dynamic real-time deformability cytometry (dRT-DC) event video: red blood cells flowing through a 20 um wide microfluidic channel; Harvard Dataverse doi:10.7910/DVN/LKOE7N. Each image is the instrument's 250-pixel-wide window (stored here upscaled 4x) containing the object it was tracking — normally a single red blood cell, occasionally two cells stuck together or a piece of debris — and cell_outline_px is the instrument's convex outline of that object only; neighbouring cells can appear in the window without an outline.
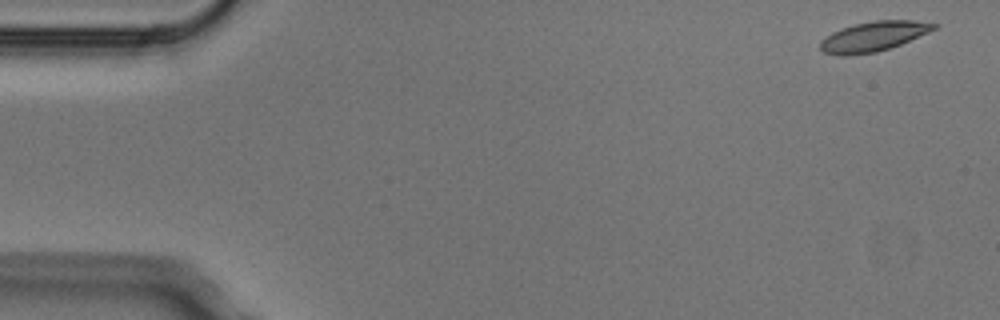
{"species": "Egyptian fruit bat (a non-hibernating species)", "species_latin": "Rousettus aegyptiacus", "temperature_condition": "cold", "stored_images_in_passage": 5, "camera_frame_rate_fps": 3000, "um_per_image_px": 0.085, "animal": {"sex": "male"}, "frame": {"image": 1, "passage_image": 1, "time_ms": 0.0, "image_size_px": [1000, 320], "cell_outline_px": [[940, 24], [936, 28], [928, 32], [900, 44], [876, 52], [848, 56], [840, 56], [824, 52], [820, 48], [820, 40], [832, 32], [852, 24], [872, 20], [912, 20]], "centroid_in_image_um": [74.21, 3.09], "position_along_channel_um": 10.8, "area_um2": 19.77}}
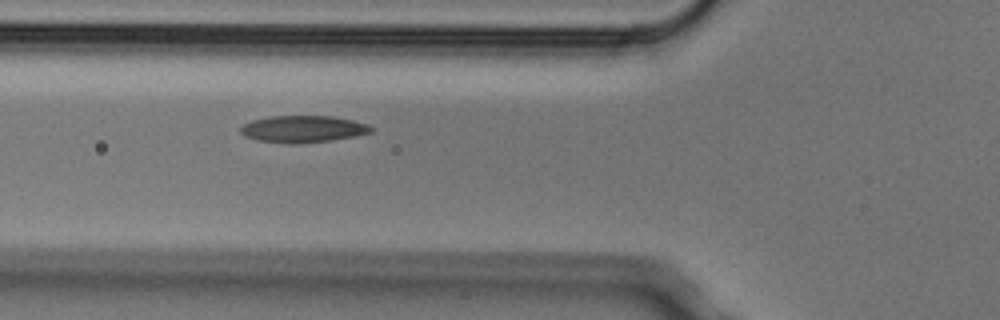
{"frame": {"image": 2, "passage_image": 5, "time_ms": 1.333, "image_size_px": [1000, 320], "cell_outline_px": [[376, 128], [372, 132], [356, 136], [332, 140], [300, 144], [288, 144], [256, 140], [244, 136], [240, 132], [240, 128], [244, 124], [252, 120], [268, 116], [332, 116], [352, 120], [368, 124]], "centroid_in_image_um": [25.77, 10.97], "position_along_channel_um": 100.0, "area_um2": 20.75}}